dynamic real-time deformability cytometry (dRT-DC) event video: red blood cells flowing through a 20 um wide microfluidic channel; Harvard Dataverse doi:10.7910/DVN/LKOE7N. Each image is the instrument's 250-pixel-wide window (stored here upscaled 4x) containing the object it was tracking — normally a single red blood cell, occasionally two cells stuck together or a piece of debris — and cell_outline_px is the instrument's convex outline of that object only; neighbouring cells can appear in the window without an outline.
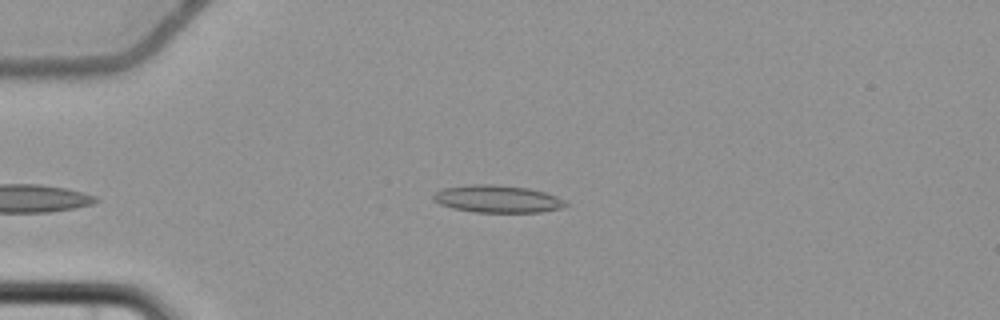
{"species": "common noctule bat (a hibernating species)", "species_latin": "Nyctalus noctula", "temperature_condition": "cold", "stored_images_in_passage": 6, "camera_frame_rate_fps": 3000, "um_per_image_px": 0.085, "animal": {"sex": "female", "body_mass_g": 22.7, "forearm_length_mm": 54.2}, "frame": {"image": 1, "passage_image": 6, "time_ms": 6.0, "image_size_px": [1000, 320], "cell_outline_px": [[568, 204], [564, 208], [540, 212], [472, 212], [452, 208], [440, 204], [432, 200], [432, 196], [436, 192], [444, 188], [472, 184], [492, 184], [528, 188], [544, 192], [556, 196], [564, 200]], "centroid_in_image_um": [42.28, 16.91], "position_along_channel_um": 42.7, "area_um2": 21.15}}